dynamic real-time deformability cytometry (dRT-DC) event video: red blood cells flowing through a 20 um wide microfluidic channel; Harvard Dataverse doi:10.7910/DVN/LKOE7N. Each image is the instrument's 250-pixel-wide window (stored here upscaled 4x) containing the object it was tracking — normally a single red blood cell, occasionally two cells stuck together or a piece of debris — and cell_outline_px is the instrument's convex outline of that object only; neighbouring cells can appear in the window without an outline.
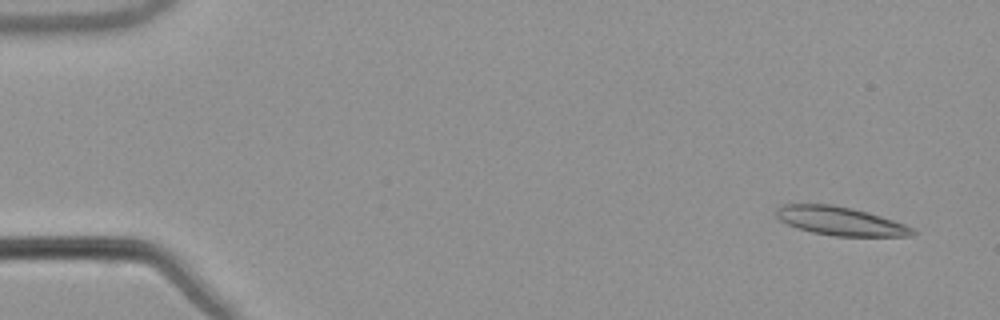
{"species": "common noctule bat (a hibernating species)", "species_latin": "Nyctalus noctula", "temperature_condition": "warm", "stored_images_in_passage": 52, "camera_frame_rate_fps": 3000, "um_per_image_px": 0.085, "animal": {"sex": "male", "body_mass_g": 21.5, "forearm_length_mm": 52.0}, "frame": {"image": 1, "passage_image": 1, "time_ms": 0.0, "image_size_px": [1000, 320], "cell_outline_px": [[916, 232], [912, 236], [836, 236], [812, 232], [788, 224], [780, 220], [776, 216], [776, 208], [784, 204], [832, 204], [852, 208], [868, 212], [904, 224], [912, 228]], "centroid_in_image_um": [71.42, 18.78], "position_along_channel_um": 13.6, "area_um2": 22.48}}
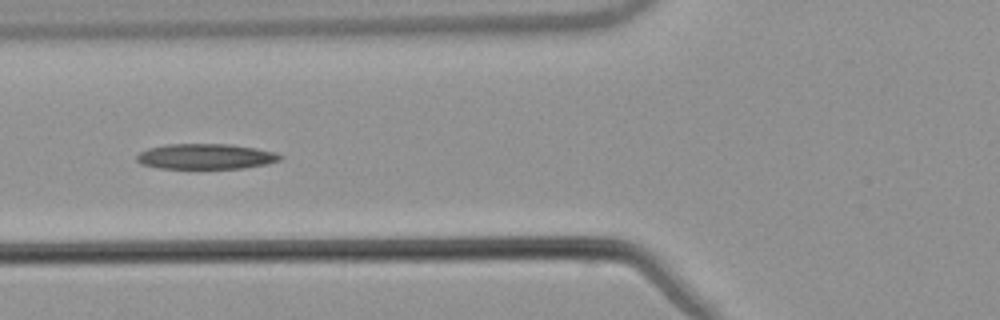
{"frame": {"image": 2, "passage_image": 19, "time_ms": 6.0, "image_size_px": [1000, 320], "cell_outline_px": [[284, 156], [280, 160], [268, 164], [244, 168], [156, 168], [140, 164], [136, 160], [136, 156], [140, 152], [148, 148], [168, 144], [232, 144], [276, 152]], "centroid_in_image_um": [17.49, 13.3], "position_along_channel_um": 108.3, "area_um2": 21.33}}
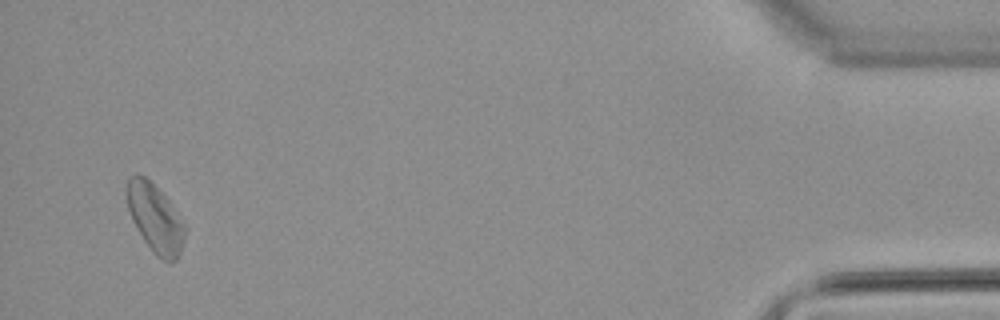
{"frame": {"image": 3, "passage_image": 50, "time_ms": 16.333, "image_size_px": [1000, 320], "cell_outline_px": [[184, 240], [180, 252], [176, 260], [172, 264], [168, 264], [156, 256], [144, 240], [132, 220], [128, 208], [128, 176], [144, 176], [168, 200], [184, 224]], "centroid_in_image_um": [13.21, 18.63], "position_along_channel_um": 422.0, "area_um2": 22.43}}